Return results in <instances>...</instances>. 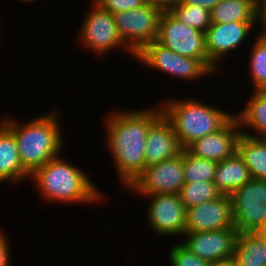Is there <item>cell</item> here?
<instances>
[{"label": "cell", "mask_w": 266, "mask_h": 266, "mask_svg": "<svg viewBox=\"0 0 266 266\" xmlns=\"http://www.w3.org/2000/svg\"><path fill=\"white\" fill-rule=\"evenodd\" d=\"M143 109V110H142ZM141 110L114 107L104 116L105 141L112 157L117 179L128 188L146 167L145 145L149 127L163 114L160 104ZM119 110V111H118Z\"/></svg>", "instance_id": "cell-1"}, {"label": "cell", "mask_w": 266, "mask_h": 266, "mask_svg": "<svg viewBox=\"0 0 266 266\" xmlns=\"http://www.w3.org/2000/svg\"><path fill=\"white\" fill-rule=\"evenodd\" d=\"M53 110L23 124L9 116L0 118L16 138L21 164L30 175L51 159L62 155L64 135L61 133L60 115L56 109Z\"/></svg>", "instance_id": "cell-2"}, {"label": "cell", "mask_w": 266, "mask_h": 266, "mask_svg": "<svg viewBox=\"0 0 266 266\" xmlns=\"http://www.w3.org/2000/svg\"><path fill=\"white\" fill-rule=\"evenodd\" d=\"M30 179L36 185L39 195L47 202L70 205L104 202L105 195L88 174L61 156L36 169L30 175Z\"/></svg>", "instance_id": "cell-3"}, {"label": "cell", "mask_w": 266, "mask_h": 266, "mask_svg": "<svg viewBox=\"0 0 266 266\" xmlns=\"http://www.w3.org/2000/svg\"><path fill=\"white\" fill-rule=\"evenodd\" d=\"M163 115L170 121L179 144L186 149L195 140L223 128L235 114L199 99L163 100L159 102ZM217 107V108H216Z\"/></svg>", "instance_id": "cell-4"}, {"label": "cell", "mask_w": 266, "mask_h": 266, "mask_svg": "<svg viewBox=\"0 0 266 266\" xmlns=\"http://www.w3.org/2000/svg\"><path fill=\"white\" fill-rule=\"evenodd\" d=\"M88 11L87 14L85 13L86 16H84L79 33H77L78 43H81L89 52L96 53L97 57L99 55V57L107 56L112 49L121 47L125 52L128 51L127 54H130L131 57L136 58V55L121 39L113 14L103 10L93 0Z\"/></svg>", "instance_id": "cell-5"}, {"label": "cell", "mask_w": 266, "mask_h": 266, "mask_svg": "<svg viewBox=\"0 0 266 266\" xmlns=\"http://www.w3.org/2000/svg\"><path fill=\"white\" fill-rule=\"evenodd\" d=\"M156 41L182 56L199 59L213 74L218 73L208 58L205 33L185 25L169 11L161 13Z\"/></svg>", "instance_id": "cell-6"}, {"label": "cell", "mask_w": 266, "mask_h": 266, "mask_svg": "<svg viewBox=\"0 0 266 266\" xmlns=\"http://www.w3.org/2000/svg\"><path fill=\"white\" fill-rule=\"evenodd\" d=\"M135 60L148 69H157L179 80L198 81L203 77L214 75L199 59L182 56L156 40L147 44L136 55Z\"/></svg>", "instance_id": "cell-7"}, {"label": "cell", "mask_w": 266, "mask_h": 266, "mask_svg": "<svg viewBox=\"0 0 266 266\" xmlns=\"http://www.w3.org/2000/svg\"><path fill=\"white\" fill-rule=\"evenodd\" d=\"M162 12L160 8L147 3L133 10L113 14L121 39L135 55L157 39Z\"/></svg>", "instance_id": "cell-8"}, {"label": "cell", "mask_w": 266, "mask_h": 266, "mask_svg": "<svg viewBox=\"0 0 266 266\" xmlns=\"http://www.w3.org/2000/svg\"><path fill=\"white\" fill-rule=\"evenodd\" d=\"M230 197L237 232H255L261 228L266 218V180L251 178Z\"/></svg>", "instance_id": "cell-9"}, {"label": "cell", "mask_w": 266, "mask_h": 266, "mask_svg": "<svg viewBox=\"0 0 266 266\" xmlns=\"http://www.w3.org/2000/svg\"><path fill=\"white\" fill-rule=\"evenodd\" d=\"M185 184L183 150L173 158L145 167L128 190L145 196L178 194Z\"/></svg>", "instance_id": "cell-10"}, {"label": "cell", "mask_w": 266, "mask_h": 266, "mask_svg": "<svg viewBox=\"0 0 266 266\" xmlns=\"http://www.w3.org/2000/svg\"><path fill=\"white\" fill-rule=\"evenodd\" d=\"M145 198L150 200L146 220L153 234L182 237L186 230V207L179 194H155Z\"/></svg>", "instance_id": "cell-11"}, {"label": "cell", "mask_w": 266, "mask_h": 266, "mask_svg": "<svg viewBox=\"0 0 266 266\" xmlns=\"http://www.w3.org/2000/svg\"><path fill=\"white\" fill-rule=\"evenodd\" d=\"M256 26L255 21H239L230 23H211L205 31L206 50L209 61L220 71L222 61L227 54L239 50L245 41L250 39ZM219 65H218V64ZM219 67V68H218Z\"/></svg>", "instance_id": "cell-12"}, {"label": "cell", "mask_w": 266, "mask_h": 266, "mask_svg": "<svg viewBox=\"0 0 266 266\" xmlns=\"http://www.w3.org/2000/svg\"><path fill=\"white\" fill-rule=\"evenodd\" d=\"M237 233L235 228L185 232V240L180 243L201 259L214 263L233 258Z\"/></svg>", "instance_id": "cell-13"}, {"label": "cell", "mask_w": 266, "mask_h": 266, "mask_svg": "<svg viewBox=\"0 0 266 266\" xmlns=\"http://www.w3.org/2000/svg\"><path fill=\"white\" fill-rule=\"evenodd\" d=\"M235 228L230 195L186 209L185 232H199Z\"/></svg>", "instance_id": "cell-14"}, {"label": "cell", "mask_w": 266, "mask_h": 266, "mask_svg": "<svg viewBox=\"0 0 266 266\" xmlns=\"http://www.w3.org/2000/svg\"><path fill=\"white\" fill-rule=\"evenodd\" d=\"M241 125L235 115L223 128L195 140L186 149L196 157L221 162L237 152Z\"/></svg>", "instance_id": "cell-15"}, {"label": "cell", "mask_w": 266, "mask_h": 266, "mask_svg": "<svg viewBox=\"0 0 266 266\" xmlns=\"http://www.w3.org/2000/svg\"><path fill=\"white\" fill-rule=\"evenodd\" d=\"M182 150L172 124L162 114L147 132L144 151L146 167L178 156Z\"/></svg>", "instance_id": "cell-16"}, {"label": "cell", "mask_w": 266, "mask_h": 266, "mask_svg": "<svg viewBox=\"0 0 266 266\" xmlns=\"http://www.w3.org/2000/svg\"><path fill=\"white\" fill-rule=\"evenodd\" d=\"M26 178H30V174L21 164L16 138L0 121V182L19 185Z\"/></svg>", "instance_id": "cell-17"}, {"label": "cell", "mask_w": 266, "mask_h": 266, "mask_svg": "<svg viewBox=\"0 0 266 266\" xmlns=\"http://www.w3.org/2000/svg\"><path fill=\"white\" fill-rule=\"evenodd\" d=\"M251 94L245 107L235 115L243 134L263 138L266 136V90H255Z\"/></svg>", "instance_id": "cell-18"}, {"label": "cell", "mask_w": 266, "mask_h": 266, "mask_svg": "<svg viewBox=\"0 0 266 266\" xmlns=\"http://www.w3.org/2000/svg\"><path fill=\"white\" fill-rule=\"evenodd\" d=\"M251 179L248 167L236 152L233 156L217 162L213 183L226 195H231Z\"/></svg>", "instance_id": "cell-19"}, {"label": "cell", "mask_w": 266, "mask_h": 266, "mask_svg": "<svg viewBox=\"0 0 266 266\" xmlns=\"http://www.w3.org/2000/svg\"><path fill=\"white\" fill-rule=\"evenodd\" d=\"M237 153L248 167L251 178L266 180V142L241 134L237 143Z\"/></svg>", "instance_id": "cell-20"}, {"label": "cell", "mask_w": 266, "mask_h": 266, "mask_svg": "<svg viewBox=\"0 0 266 266\" xmlns=\"http://www.w3.org/2000/svg\"><path fill=\"white\" fill-rule=\"evenodd\" d=\"M233 259L237 266H266V244L255 232L237 233Z\"/></svg>", "instance_id": "cell-21"}, {"label": "cell", "mask_w": 266, "mask_h": 266, "mask_svg": "<svg viewBox=\"0 0 266 266\" xmlns=\"http://www.w3.org/2000/svg\"><path fill=\"white\" fill-rule=\"evenodd\" d=\"M210 17L211 23L255 21V0H221Z\"/></svg>", "instance_id": "cell-22"}, {"label": "cell", "mask_w": 266, "mask_h": 266, "mask_svg": "<svg viewBox=\"0 0 266 266\" xmlns=\"http://www.w3.org/2000/svg\"><path fill=\"white\" fill-rule=\"evenodd\" d=\"M217 162L199 158L183 149V171L185 183L213 181Z\"/></svg>", "instance_id": "cell-23"}, {"label": "cell", "mask_w": 266, "mask_h": 266, "mask_svg": "<svg viewBox=\"0 0 266 266\" xmlns=\"http://www.w3.org/2000/svg\"><path fill=\"white\" fill-rule=\"evenodd\" d=\"M178 194L186 209L215 200L222 195L213 181L185 183Z\"/></svg>", "instance_id": "cell-24"}, {"label": "cell", "mask_w": 266, "mask_h": 266, "mask_svg": "<svg viewBox=\"0 0 266 266\" xmlns=\"http://www.w3.org/2000/svg\"><path fill=\"white\" fill-rule=\"evenodd\" d=\"M257 38V39H256ZM254 39L252 49L249 52V77L252 80L253 89L266 90V38L257 36Z\"/></svg>", "instance_id": "cell-25"}, {"label": "cell", "mask_w": 266, "mask_h": 266, "mask_svg": "<svg viewBox=\"0 0 266 266\" xmlns=\"http://www.w3.org/2000/svg\"><path fill=\"white\" fill-rule=\"evenodd\" d=\"M169 12L185 25L205 33L211 25L210 11L197 5H185L180 1Z\"/></svg>", "instance_id": "cell-26"}, {"label": "cell", "mask_w": 266, "mask_h": 266, "mask_svg": "<svg viewBox=\"0 0 266 266\" xmlns=\"http://www.w3.org/2000/svg\"><path fill=\"white\" fill-rule=\"evenodd\" d=\"M168 262L170 266H211V263L196 256L180 242L169 250Z\"/></svg>", "instance_id": "cell-27"}, {"label": "cell", "mask_w": 266, "mask_h": 266, "mask_svg": "<svg viewBox=\"0 0 266 266\" xmlns=\"http://www.w3.org/2000/svg\"><path fill=\"white\" fill-rule=\"evenodd\" d=\"M111 14L133 10L147 4L146 0H93Z\"/></svg>", "instance_id": "cell-28"}, {"label": "cell", "mask_w": 266, "mask_h": 266, "mask_svg": "<svg viewBox=\"0 0 266 266\" xmlns=\"http://www.w3.org/2000/svg\"><path fill=\"white\" fill-rule=\"evenodd\" d=\"M259 23L261 31L257 32L259 37L266 38V0H255V23ZM261 22V23H260Z\"/></svg>", "instance_id": "cell-29"}, {"label": "cell", "mask_w": 266, "mask_h": 266, "mask_svg": "<svg viewBox=\"0 0 266 266\" xmlns=\"http://www.w3.org/2000/svg\"><path fill=\"white\" fill-rule=\"evenodd\" d=\"M9 236L0 229V266H10V244Z\"/></svg>", "instance_id": "cell-30"}, {"label": "cell", "mask_w": 266, "mask_h": 266, "mask_svg": "<svg viewBox=\"0 0 266 266\" xmlns=\"http://www.w3.org/2000/svg\"><path fill=\"white\" fill-rule=\"evenodd\" d=\"M221 0H180L185 5H197L211 11Z\"/></svg>", "instance_id": "cell-31"}, {"label": "cell", "mask_w": 266, "mask_h": 266, "mask_svg": "<svg viewBox=\"0 0 266 266\" xmlns=\"http://www.w3.org/2000/svg\"><path fill=\"white\" fill-rule=\"evenodd\" d=\"M148 4L160 8L162 11H169L180 0H146Z\"/></svg>", "instance_id": "cell-32"}, {"label": "cell", "mask_w": 266, "mask_h": 266, "mask_svg": "<svg viewBox=\"0 0 266 266\" xmlns=\"http://www.w3.org/2000/svg\"><path fill=\"white\" fill-rule=\"evenodd\" d=\"M211 266H237L236 262L233 258L223 260V261H216L211 263Z\"/></svg>", "instance_id": "cell-33"}, {"label": "cell", "mask_w": 266, "mask_h": 266, "mask_svg": "<svg viewBox=\"0 0 266 266\" xmlns=\"http://www.w3.org/2000/svg\"><path fill=\"white\" fill-rule=\"evenodd\" d=\"M255 233L266 244V229H257Z\"/></svg>", "instance_id": "cell-34"}, {"label": "cell", "mask_w": 266, "mask_h": 266, "mask_svg": "<svg viewBox=\"0 0 266 266\" xmlns=\"http://www.w3.org/2000/svg\"><path fill=\"white\" fill-rule=\"evenodd\" d=\"M259 229H266V218H265V221H264L263 225Z\"/></svg>", "instance_id": "cell-35"}, {"label": "cell", "mask_w": 266, "mask_h": 266, "mask_svg": "<svg viewBox=\"0 0 266 266\" xmlns=\"http://www.w3.org/2000/svg\"><path fill=\"white\" fill-rule=\"evenodd\" d=\"M21 1H23V2H27V3H29V2H34V1L37 2V0H21Z\"/></svg>", "instance_id": "cell-36"}]
</instances>
